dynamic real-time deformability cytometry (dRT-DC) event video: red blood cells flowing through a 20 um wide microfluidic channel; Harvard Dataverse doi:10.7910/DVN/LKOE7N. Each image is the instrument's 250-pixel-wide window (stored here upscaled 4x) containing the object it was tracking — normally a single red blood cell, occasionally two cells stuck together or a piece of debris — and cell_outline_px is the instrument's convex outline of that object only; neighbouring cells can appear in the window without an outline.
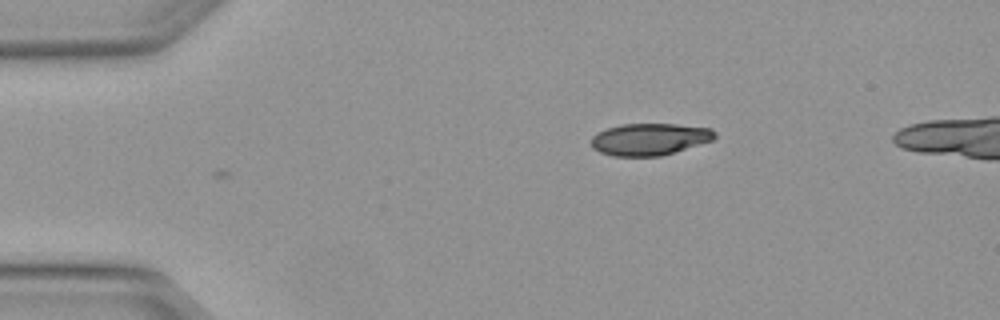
{"species": "Egyptian fruit bat (a non-hibernating species)", "species_latin": "Rousettus aegyptiacus", "temperature_condition": "warm", "stored_images_in_passage": 4, "camera_frame_rate_fps": 3000, "um_per_image_px": 0.085, "animal": {"sex": "female"}, "frame": {"image": 1, "passage_image": 4, "time_ms": 1.0, "image_size_px": [1000, 320], "cell_outline_px": [[716, 136], [712, 140], [676, 152], [660, 156], [612, 156], [600, 152], [592, 148], [592, 136], [608, 128], [620, 124], [676, 124], [712, 128], [716, 132]], "centroid_in_image_um": [55.24, 11.83], "position_along_channel_um": 29.8, "area_um2": 23.0}}